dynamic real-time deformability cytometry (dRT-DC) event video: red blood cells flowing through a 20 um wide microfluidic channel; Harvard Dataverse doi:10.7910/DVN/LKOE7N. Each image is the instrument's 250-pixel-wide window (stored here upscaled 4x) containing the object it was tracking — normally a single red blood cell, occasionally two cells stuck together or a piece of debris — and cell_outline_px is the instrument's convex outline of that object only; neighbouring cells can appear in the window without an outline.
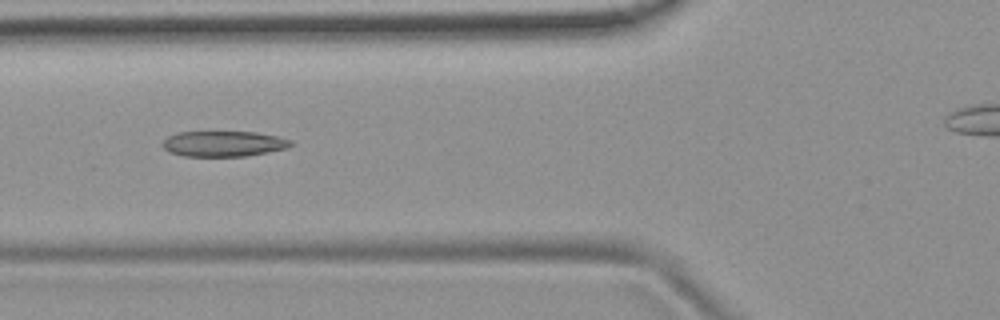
{"species": "common noctule bat (a hibernating species)", "species_latin": "Nyctalus noctula", "temperature_condition": "room temperature", "stored_images_in_passage": 8, "camera_frame_rate_fps": 3000, "um_per_image_px": 0.085, "animal": {"sex": "female", "body_mass_g": 19.9}, "frame": {"image": 1, "passage_image": 6, "time_ms": 1.667, "image_size_px": [1000, 320], "cell_outline_px": [[292, 144], [288, 148], [248, 156], [184, 156], [168, 152], [160, 144], [168, 136], [180, 132], [256, 132], [276, 136], [292, 140]], "centroid_in_image_um": [18.99, 12.22], "position_along_channel_um": 106.8, "area_um2": 19.13}}
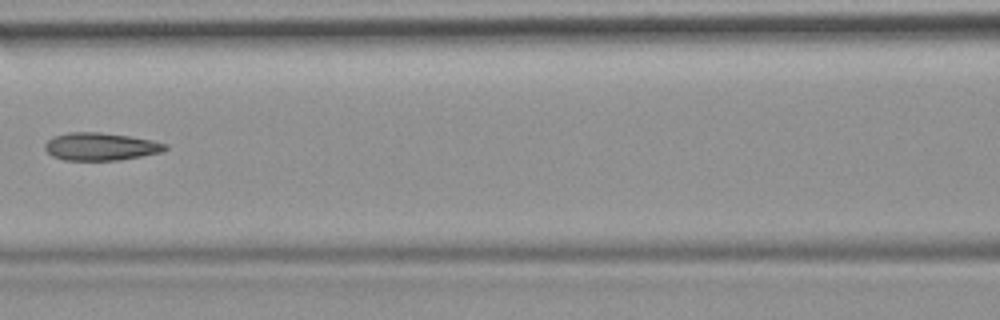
{"frame": {"image": 2, "passage_image": 7, "time_ms": 2.0, "image_size_px": [1000, 320], "cell_outline_px": [[168, 148], [164, 152], [120, 160], [64, 160], [52, 156], [44, 148], [44, 144], [52, 136], [68, 132], [100, 132], [128, 136], [152, 140], [168, 144]], "centroid_in_image_um": [8.56, 12.46], "position_along_channel_um": 158.0, "area_um2": 19.59}}
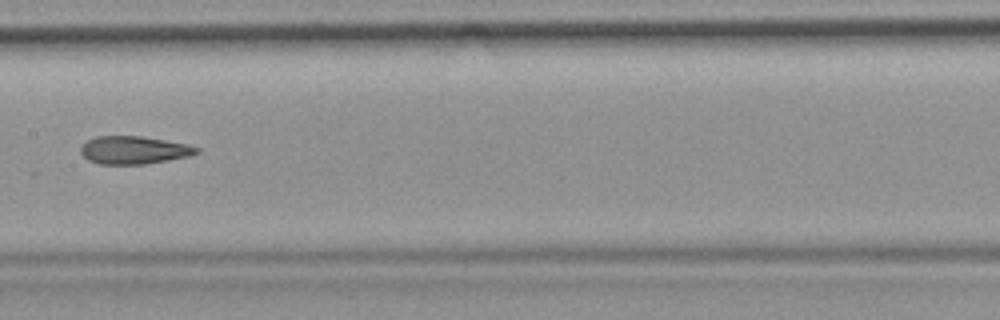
{"frame": {"image": 3, "passage_image": 8, "time_ms": 2.333, "image_size_px": [1000, 320], "cell_outline_px": [[200, 152], [188, 156], [168, 160], [144, 164], [100, 164], [88, 160], [80, 152], [80, 148], [88, 140], [96, 136], [140, 136], [188, 144], [200, 148]], "centroid_in_image_um": [11.39, 12.76], "position_along_channel_um": 196.0, "area_um2": 18.73}}